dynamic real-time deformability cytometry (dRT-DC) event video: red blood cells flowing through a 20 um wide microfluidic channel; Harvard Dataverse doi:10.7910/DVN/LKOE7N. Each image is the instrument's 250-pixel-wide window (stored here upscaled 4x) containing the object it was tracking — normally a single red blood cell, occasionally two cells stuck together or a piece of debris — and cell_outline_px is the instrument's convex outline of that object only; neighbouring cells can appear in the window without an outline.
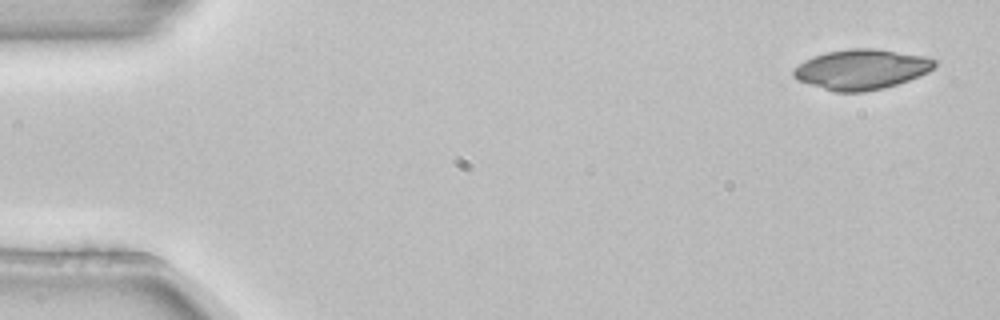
{"species": "common noctule bat (a hibernating species)", "species_latin": "Nyctalus noctula", "temperature_condition": "room temperature", "stored_images_in_passage": 4, "camera_frame_rate_fps": 3000, "um_per_image_px": 0.085, "animal": {"sex": "female", "body_mass_g": 22.7, "forearm_length_mm": 54.2}, "frame": {"image": 1, "passage_image": 1, "time_ms": 0.0, "image_size_px": [1000, 320], "cell_outline_px": [[936, 64], [928, 72], [908, 80], [884, 88], [864, 92], [836, 92], [796, 80], [792, 76], [792, 68], [804, 60], [812, 56], [828, 52], [848, 48], [876, 48], [924, 56], [936, 60]], "centroid_in_image_um": [73.17, 5.89], "position_along_channel_um": 11.8, "area_um2": 33.06}}